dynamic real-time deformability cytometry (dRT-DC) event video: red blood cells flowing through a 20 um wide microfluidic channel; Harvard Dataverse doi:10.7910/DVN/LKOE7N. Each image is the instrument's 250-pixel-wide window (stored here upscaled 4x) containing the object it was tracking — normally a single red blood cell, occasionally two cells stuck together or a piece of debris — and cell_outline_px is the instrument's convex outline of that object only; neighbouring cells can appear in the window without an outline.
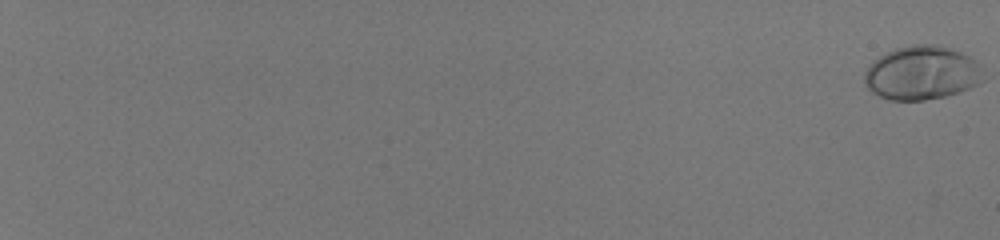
{"species": "human", "species_latin": "Homo sapiens", "temperature_condition": "room temperature", "stored_images_in_passage": 22, "camera_frame_rate_fps": 3000, "um_per_image_px": 0.085, "donor": {"sex": "male"}, "frame": {"image": 1, "passage_image": 1, "time_ms": 0.0, "image_size_px": [1000, 240], "cell_outline_px": [[984, 80], [980, 84], [960, 92], [944, 96], [924, 100], [888, 100], [872, 92], [864, 84], [864, 72], [880, 56], [896, 48], [912, 44], [936, 44], [960, 52], [968, 56], [976, 64]], "centroid_in_image_um": [78.33, 6.21], "position_along_channel_um": 6.7, "area_um2": 36.88}}